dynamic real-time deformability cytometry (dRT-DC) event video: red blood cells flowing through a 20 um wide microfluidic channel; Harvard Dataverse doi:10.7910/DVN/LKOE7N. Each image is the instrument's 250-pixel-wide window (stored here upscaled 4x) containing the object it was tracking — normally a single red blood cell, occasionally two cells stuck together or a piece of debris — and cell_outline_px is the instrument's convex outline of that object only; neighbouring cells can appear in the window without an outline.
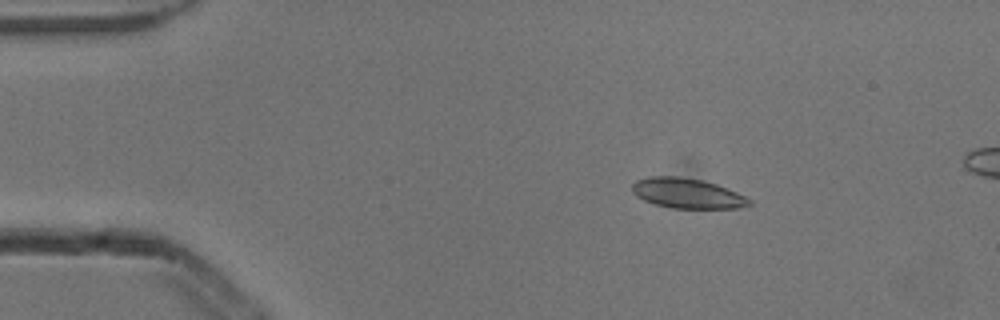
{"species": "common noctule bat (a hibernating species)", "species_latin": "Nyctalus noctula", "temperature_condition": "cold", "stored_images_in_passage": 5, "camera_frame_rate_fps": 3000, "um_per_image_px": 0.085, "animal": {"sex": "male", "body_mass_g": 13.3}, "frame": {"image": 1, "passage_image": 3, "time_ms": 0.667, "image_size_px": [1000, 320], "cell_outline_px": [[752, 204], [736, 208], [672, 208], [656, 204], [644, 200], [636, 196], [632, 192], [632, 184], [636, 180], [648, 176], [676, 176], [700, 180], [716, 184], [728, 188], [752, 200]], "centroid_in_image_um": [58.39, 16.43], "position_along_channel_um": 26.6, "area_um2": 20.4}}